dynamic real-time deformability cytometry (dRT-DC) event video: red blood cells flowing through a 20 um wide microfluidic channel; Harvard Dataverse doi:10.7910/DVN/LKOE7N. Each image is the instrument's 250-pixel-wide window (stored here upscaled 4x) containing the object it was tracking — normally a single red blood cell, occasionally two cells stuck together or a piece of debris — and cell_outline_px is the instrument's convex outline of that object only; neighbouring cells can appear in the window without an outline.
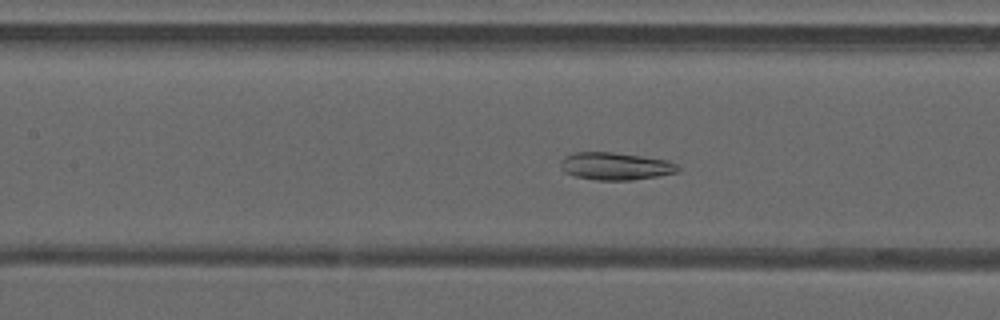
{"species": "common noctule bat (a hibernating species)", "species_latin": "Nyctalus noctula", "temperature_condition": "warm", "stored_images_in_passage": 46, "camera_frame_rate_fps": 3000, "um_per_image_px": 0.085, "animal": {"sex": "male", "forearm_length_mm": 52.5}, "frame": {"image": 1, "passage_image": 22, "time_ms": 7.0, "image_size_px": [1000, 320], "cell_outline_px": [[680, 168], [676, 172], [656, 176], [632, 180], [596, 180], [572, 176], [564, 172], [560, 168], [560, 160], [564, 156], [572, 152], [612, 152], [668, 160], [676, 164]], "centroid_in_image_um": [52.23, 14.12], "position_along_channel_um": 155.2, "area_um2": 18.9}}
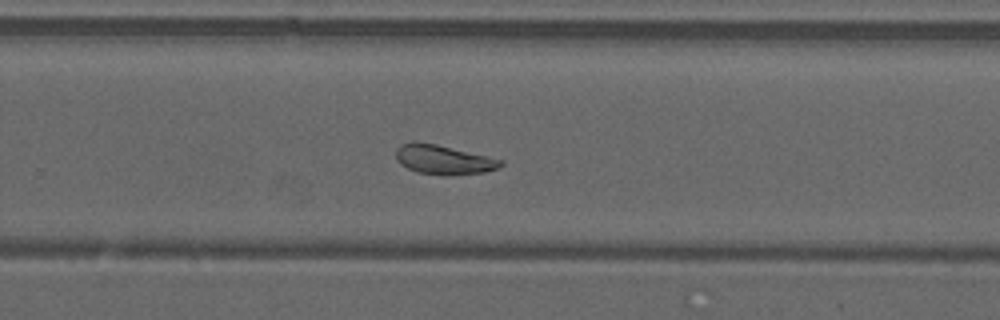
{"frame": {"image": 2, "passage_image": 32, "time_ms": 10.333, "image_size_px": [1000, 320], "cell_outline_px": [[504, 164], [500, 168], [484, 172], [452, 176], [448, 176], [416, 172], [400, 164], [396, 160], [396, 148], [400, 144], [412, 140], [436, 144], [504, 160]], "centroid_in_image_um": [37.68, 13.57], "position_along_channel_um": 292.1, "area_um2": 18.26}}
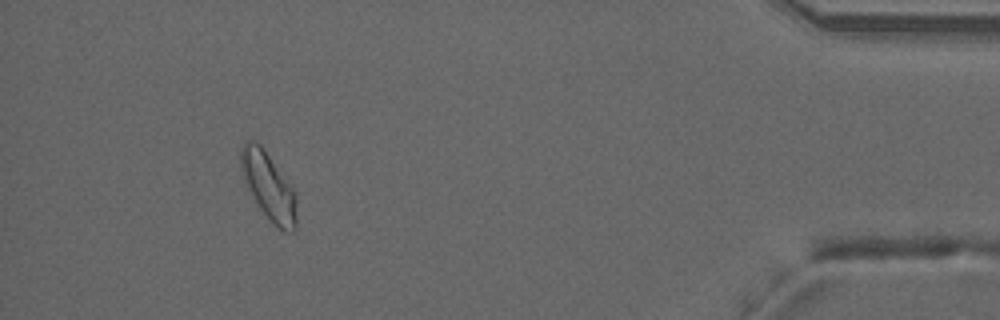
{"frame": {"image": 3, "passage_image": 45, "time_ms": 14.667, "image_size_px": [1000, 320], "cell_outline_px": [[296, 228], [292, 232], [284, 232], [268, 220], [244, 184], [240, 172], [240, 148], [244, 140], [252, 140], [260, 144], [292, 188], [296, 196]], "centroid_in_image_um": [22.78, 15.84], "position_along_channel_um": 412.4, "area_um2": 21.96}}